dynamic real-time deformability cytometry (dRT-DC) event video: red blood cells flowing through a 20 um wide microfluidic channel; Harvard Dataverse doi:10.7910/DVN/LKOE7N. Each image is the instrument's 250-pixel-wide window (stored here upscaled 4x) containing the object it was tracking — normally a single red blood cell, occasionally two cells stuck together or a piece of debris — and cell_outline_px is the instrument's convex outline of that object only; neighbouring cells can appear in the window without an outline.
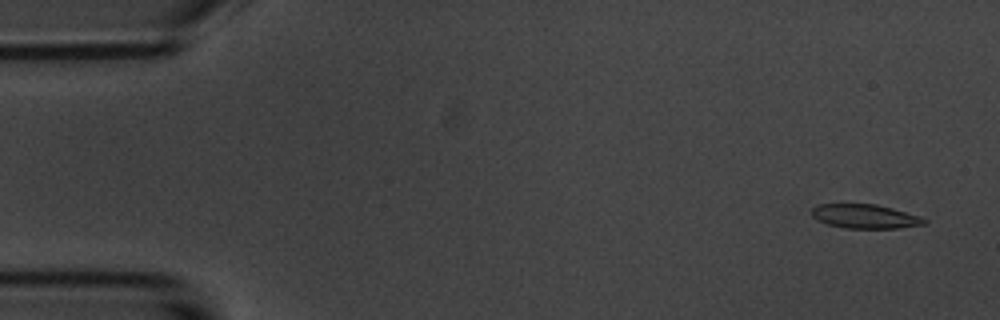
{"species": "common noctule bat (a hibernating species)", "species_latin": "Nyctalus noctula", "temperature_condition": "room temperature", "stored_images_in_passage": 4, "camera_frame_rate_fps": 3000, "um_per_image_px": 0.085, "animal": {"sex": "male", "body_mass_g": 20.1, "forearm_length_mm": 53.5}, "frame": {"image": 1, "passage_image": 1, "time_ms": 0.0, "image_size_px": [1000, 320], "cell_outline_px": [[928, 224], [896, 228], [844, 228], [828, 224], [816, 220], [812, 216], [812, 208], [820, 204], [876, 204], [892, 208], [920, 216], [928, 220]], "centroid_in_image_um": [73.55, 18.39], "position_along_channel_um": 11.5, "area_um2": 15.84}}
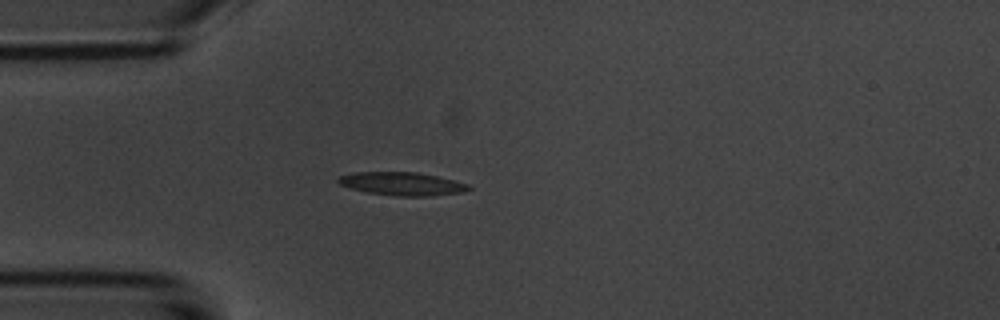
{"frame": {"image": 2, "passage_image": 4, "time_ms": 4.0, "image_size_px": [1000, 320], "cell_outline_px": [[472, 188], [464, 192], [432, 196], [396, 196], [368, 192], [348, 188], [340, 184], [336, 180], [340, 176], [352, 172], [416, 172], [436, 176], [468, 184]], "centroid_in_image_um": [34.16, 15.62], "position_along_channel_um": 50.8, "area_um2": 17.63}}